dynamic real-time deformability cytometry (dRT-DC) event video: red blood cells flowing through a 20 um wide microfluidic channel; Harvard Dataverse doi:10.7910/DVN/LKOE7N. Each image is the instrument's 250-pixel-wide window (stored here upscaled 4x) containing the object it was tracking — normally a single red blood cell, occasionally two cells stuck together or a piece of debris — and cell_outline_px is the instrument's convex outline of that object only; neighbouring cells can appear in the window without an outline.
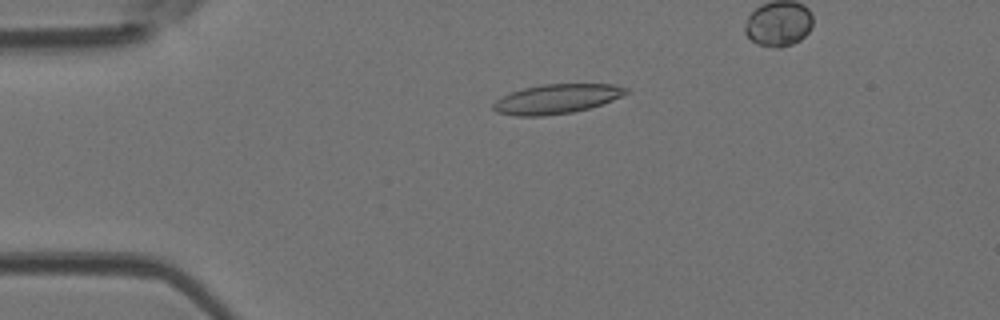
{"species": "Egyptian fruit bat (a non-hibernating species)", "species_latin": "Rousettus aegyptiacus", "temperature_condition": "room temperature", "stored_images_in_passage": 6, "camera_frame_rate_fps": 3000, "um_per_image_px": 0.085, "animal": {"sex": "female"}, "frame": {"image": 1, "passage_image": 3, "time_ms": 0.667, "image_size_px": [1000, 320], "cell_outline_px": [[628, 92], [612, 100], [588, 108], [572, 112], [544, 116], [516, 116], [496, 112], [492, 108], [492, 104], [496, 100], [512, 92], [524, 88], [544, 84], [612, 84], [628, 88]], "centroid_in_image_um": [47.28, 8.41], "position_along_channel_um": 37.7, "area_um2": 22.54}}
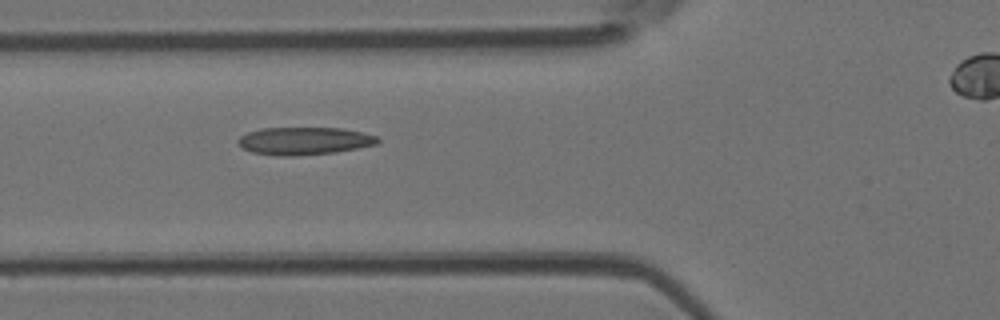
{"frame": {"image": 2, "passage_image": 5, "time_ms": 1.333, "image_size_px": [1000, 320], "cell_outline_px": [[380, 144], [336, 152], [296, 156], [276, 156], [252, 152], [244, 148], [236, 140], [240, 136], [248, 132], [264, 128], [344, 128], [376, 136], [380, 140]], "centroid_in_image_um": [25.89, 11.98], "position_along_channel_um": 99.9, "area_um2": 22.54}}